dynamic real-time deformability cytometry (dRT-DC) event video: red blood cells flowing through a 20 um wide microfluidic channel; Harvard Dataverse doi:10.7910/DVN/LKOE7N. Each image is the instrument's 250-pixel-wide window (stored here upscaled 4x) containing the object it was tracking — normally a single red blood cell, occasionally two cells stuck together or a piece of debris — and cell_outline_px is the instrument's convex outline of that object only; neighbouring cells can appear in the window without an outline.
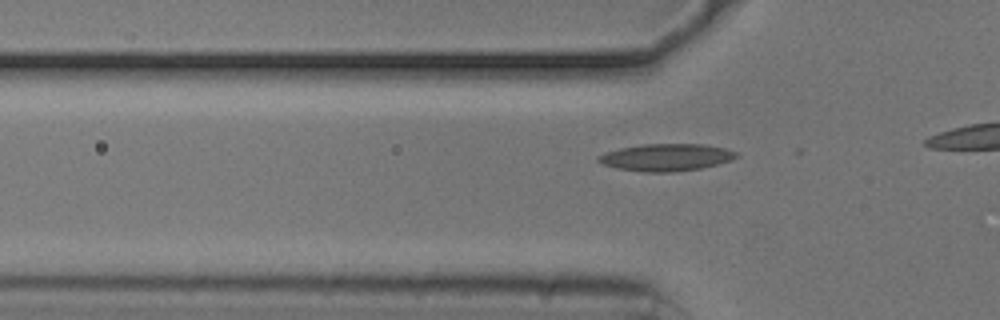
{"species": "common noctule bat (a hibernating species)", "species_latin": "Nyctalus noctula", "temperature_condition": "cold", "stored_images_in_passage": 9, "camera_frame_rate_fps": 3000, "um_per_image_px": 0.085, "animal": {"sex": "male", "body_mass_g": 20.5, "forearm_length_mm": 52.5}, "frame": {"image": 1, "passage_image": 3, "time_ms": 0.667, "image_size_px": [1000, 320], "cell_outline_px": [[740, 156], [732, 160], [700, 168], [672, 172], [640, 172], [616, 168], [600, 164], [596, 160], [596, 156], [620, 148], [640, 144], [704, 144], [724, 148], [740, 152]], "centroid_in_image_um": [56.62, 13.37], "position_along_channel_um": 69.2, "area_um2": 22.08}}
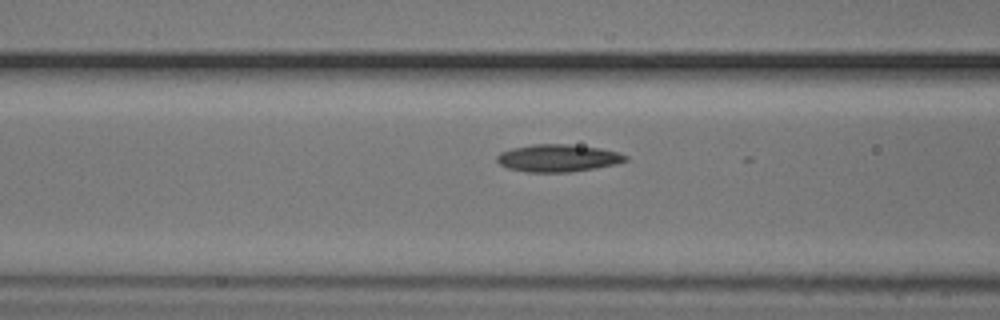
{"frame": {"image": 2, "passage_image": 7, "time_ms": 2.0, "image_size_px": [1000, 320], "cell_outline_px": [[628, 160], [616, 164], [596, 168], [568, 172], [528, 172], [508, 168], [500, 164], [496, 160], [496, 156], [500, 152], [512, 148], [532, 144], [568, 144], [600, 148], [620, 152], [628, 156]], "centroid_in_image_um": [47.44, 13.43], "position_along_channel_um": 119.2, "area_um2": 20.63}}